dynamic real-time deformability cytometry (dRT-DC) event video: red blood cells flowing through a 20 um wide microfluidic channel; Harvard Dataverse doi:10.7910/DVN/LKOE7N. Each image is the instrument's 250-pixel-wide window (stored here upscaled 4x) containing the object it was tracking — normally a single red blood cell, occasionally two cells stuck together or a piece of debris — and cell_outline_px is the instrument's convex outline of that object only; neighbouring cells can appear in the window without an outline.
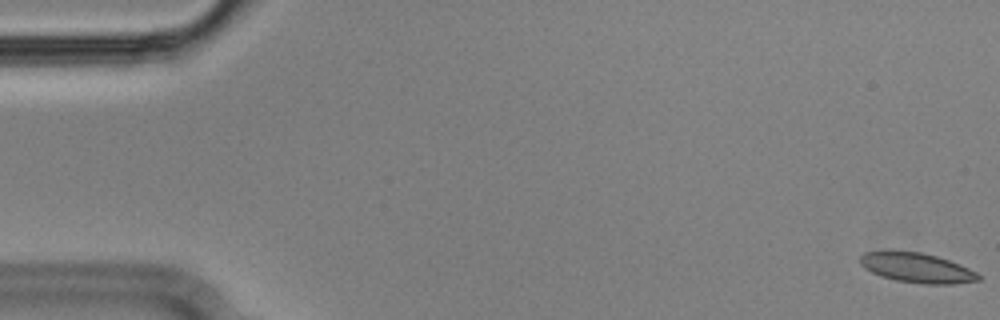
{"species": "Egyptian fruit bat (a non-hibernating species)", "species_latin": "Rousettus aegyptiacus", "temperature_condition": "cold", "stored_images_in_passage": 56, "camera_frame_rate_fps": 3000, "um_per_image_px": 0.085, "animal": {"sex": "male"}, "frame": {"image": 1, "passage_image": 1, "time_ms": 0.0, "image_size_px": [1000, 320], "cell_outline_px": [[980, 280], [952, 284], [924, 284], [896, 280], [880, 276], [864, 268], [860, 264], [860, 256], [864, 252], [884, 248], [892, 248], [920, 252], [936, 256], [948, 260], [968, 268], [976, 272], [980, 276]], "centroid_in_image_um": [77.83, 22.72], "position_along_channel_um": 7.2, "area_um2": 21.04}}
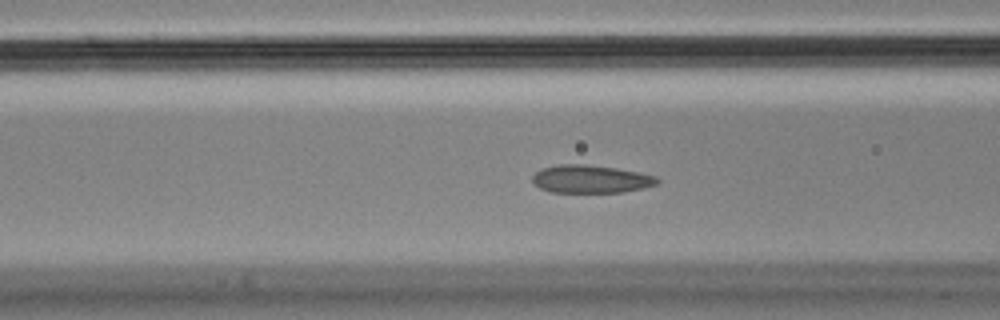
{"frame": {"image": 2, "passage_image": 22, "time_ms": 7.0, "image_size_px": [1000, 320], "cell_outline_px": [[660, 180], [656, 184], [644, 188], [624, 192], [552, 192], [540, 188], [532, 184], [532, 176], [540, 168], [556, 164], [584, 164], [616, 168], [656, 176]], "centroid_in_image_um": [50.17, 15.22], "position_along_channel_um": 116.4, "area_um2": 20.4}}
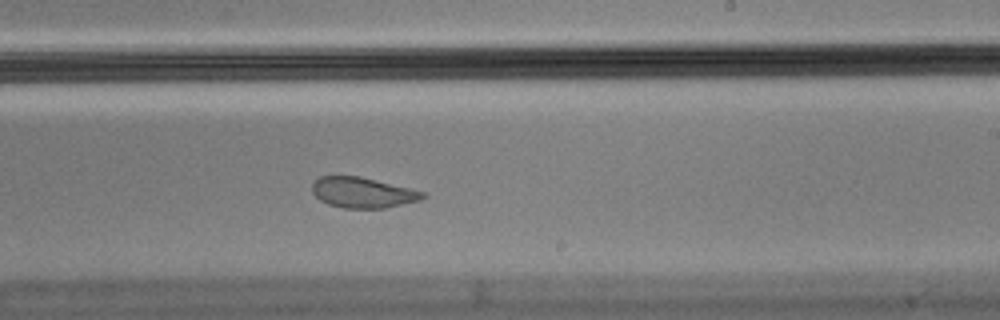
{"frame": {"image": 3, "passage_image": 34, "time_ms": 11.0, "image_size_px": [1000, 320], "cell_outline_px": [[428, 196], [420, 200], [384, 208], [344, 208], [328, 204], [320, 200], [312, 192], [312, 184], [320, 176], [360, 176], [424, 192]], "centroid_in_image_um": [30.81, 16.37], "position_along_channel_um": 258.2, "area_um2": 19.48}, "authors_computed_cell_mechanics": {"area_um2": 20.8369, "velocity_mm_per_s": 3.5466, "shape_relaxation_time_tau1_ms": null, "shape_relaxation_time_tau2_ms": 1.2301, "deformation_change_tau1": null, "deformation_change_tau2": 0.0501}}